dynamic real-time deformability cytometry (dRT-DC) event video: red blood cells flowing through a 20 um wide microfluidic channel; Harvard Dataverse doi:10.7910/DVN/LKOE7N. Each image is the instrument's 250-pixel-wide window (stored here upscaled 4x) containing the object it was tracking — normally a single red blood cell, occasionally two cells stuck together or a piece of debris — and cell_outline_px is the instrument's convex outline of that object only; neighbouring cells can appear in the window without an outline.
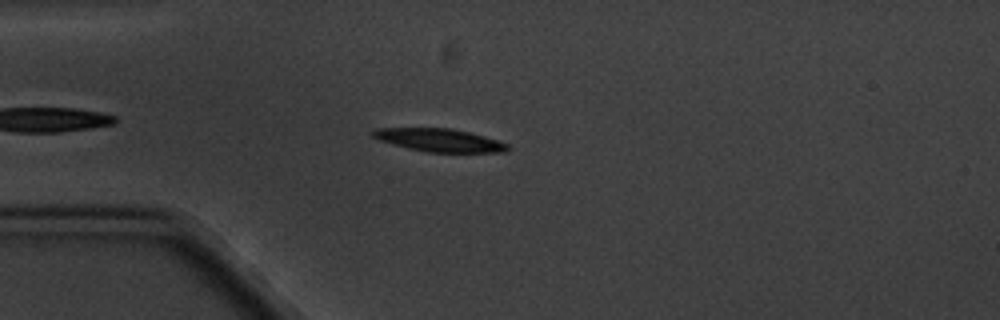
{"species": "common noctule bat (a hibernating species)", "species_latin": "Nyctalus noctula", "temperature_condition": "cold", "stored_images_in_passage": 12, "camera_frame_rate_fps": 3000, "um_per_image_px": 0.085, "animal": {"sex": "male", "body_mass_g": 20.1, "forearm_length_mm": 53.5}, "frame": {"image": 1, "passage_image": 4, "time_ms": 3.667, "image_size_px": [1000, 320], "cell_outline_px": [[508, 148], [500, 152], [428, 152], [408, 148], [392, 144], [380, 140], [372, 136], [368, 132], [376, 128], [452, 128], [484, 136], [508, 144]], "centroid_in_image_um": [37.27, 11.9], "position_along_channel_um": 47.7, "area_um2": 17.86}}
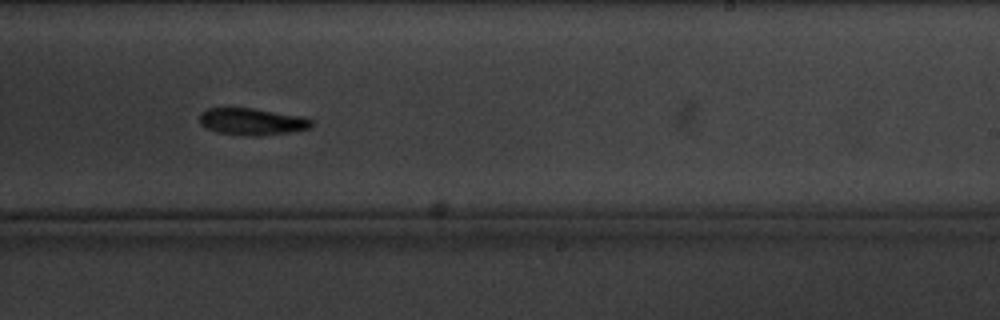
{"frame": {"image": 2, "passage_image": 10, "time_ms": 10.667, "image_size_px": [1000, 320], "cell_outline_px": [[312, 124], [308, 128], [288, 132], [256, 136], [244, 136], [216, 132], [200, 124], [200, 116], [208, 108], [252, 108], [304, 116], [312, 120]], "centroid_in_image_um": [21.42, 10.34], "position_along_channel_um": 267.6, "area_um2": 17.4}}